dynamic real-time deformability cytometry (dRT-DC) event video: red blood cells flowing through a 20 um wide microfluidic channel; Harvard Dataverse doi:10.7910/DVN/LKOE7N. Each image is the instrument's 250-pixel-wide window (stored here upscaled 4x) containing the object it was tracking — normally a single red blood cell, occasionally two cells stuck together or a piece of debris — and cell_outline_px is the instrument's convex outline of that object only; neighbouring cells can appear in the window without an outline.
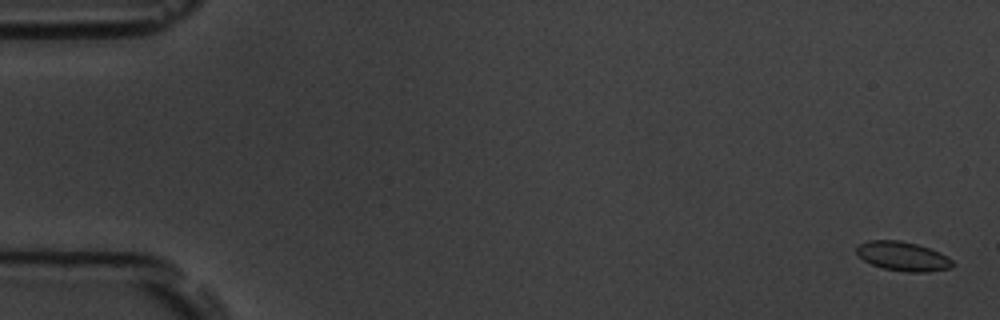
{"species": "common noctule bat (a hibernating species)", "species_latin": "Nyctalus noctula", "temperature_condition": "room temperature", "stored_images_in_passage": 7, "camera_frame_rate_fps": 3000, "um_per_image_px": 0.085, "animal": {"sex": "male", "body_mass_g": 19.5, "forearm_length_mm": 54.6}, "frame": {"image": 1, "passage_image": 1, "time_ms": 0.0, "image_size_px": [1000, 320], "cell_outline_px": [[956, 264], [952, 268], [928, 272], [908, 272], [884, 268], [872, 264], [864, 260], [856, 252], [856, 248], [860, 244], [868, 240], [900, 240], [916, 244], [940, 252], [952, 260]], "centroid_in_image_um": [76.78, 21.79], "position_along_channel_um": 8.2, "area_um2": 16.3}}
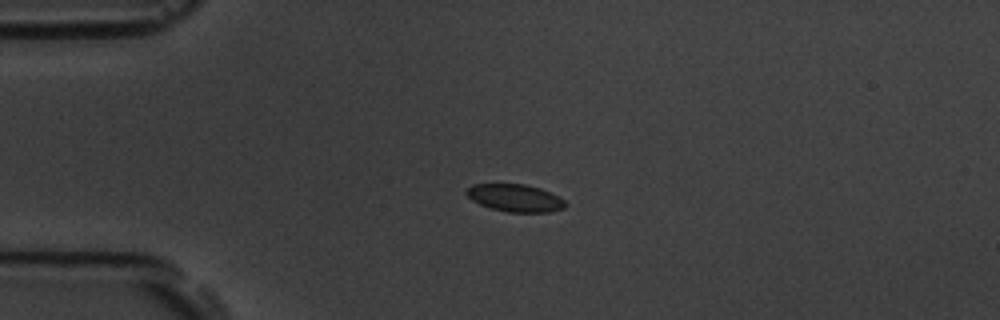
{"frame": {"image": 2, "passage_image": 5, "time_ms": 4.333, "image_size_px": [1000, 320], "cell_outline_px": [[568, 204], [564, 208], [548, 212], [508, 212], [492, 208], [480, 204], [472, 200], [464, 192], [472, 184], [524, 184], [540, 188], [564, 200]], "centroid_in_image_um": [43.77, 16.82], "position_along_channel_um": 41.2, "area_um2": 15.66}}
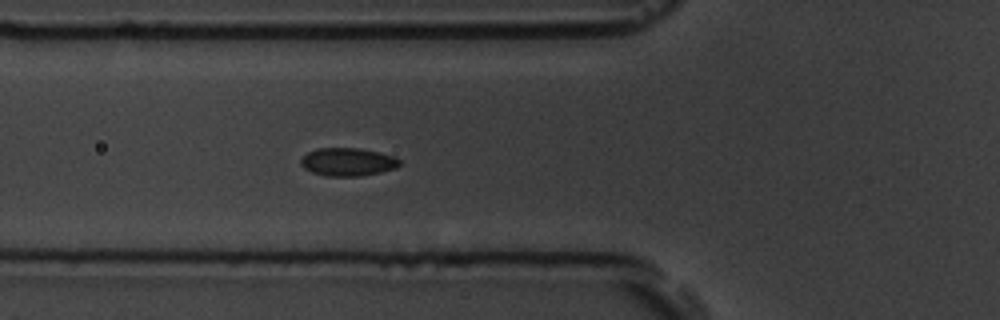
{"frame": {"image": 3, "passage_image": 7, "time_ms": 6.667, "image_size_px": [1000, 320], "cell_outline_px": [[400, 164], [396, 168], [380, 172], [360, 176], [324, 176], [312, 172], [304, 168], [300, 164], [300, 160], [308, 152], [316, 148], [360, 148], [380, 152], [396, 156], [400, 160]], "centroid_in_image_um": [29.57, 13.76], "position_along_channel_um": 96.2, "area_um2": 16.3}}